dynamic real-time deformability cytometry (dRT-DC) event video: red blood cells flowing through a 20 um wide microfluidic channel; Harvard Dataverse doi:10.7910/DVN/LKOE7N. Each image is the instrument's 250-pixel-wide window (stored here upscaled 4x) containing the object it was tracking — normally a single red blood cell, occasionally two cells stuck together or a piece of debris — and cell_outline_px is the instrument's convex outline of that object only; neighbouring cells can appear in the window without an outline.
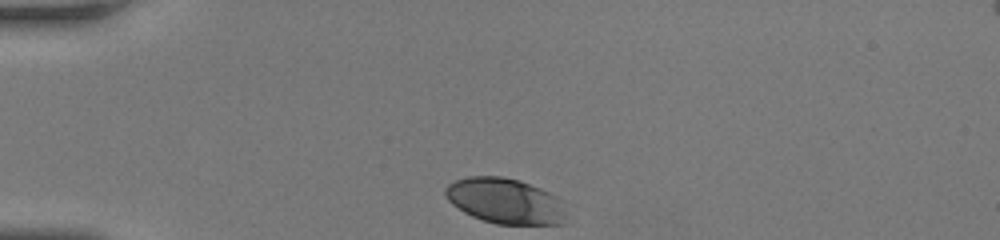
{"species": "human", "species_latin": "Homo sapiens", "temperature_condition": "room temperature", "stored_images_in_passage": 30, "camera_frame_rate_fps": 3000, "um_per_image_px": 0.085, "donor": {"sex": "female"}, "frame": {"image": 1, "passage_image": 1, "time_ms": 0.0, "image_size_px": [1000, 240], "cell_outline_px": [[564, 224], [496, 224], [472, 216], [464, 212], [452, 204], [448, 200], [444, 192], [444, 188], [448, 184], [456, 180], [468, 176], [500, 176], [520, 180], [540, 188], [556, 196], [560, 200]], "centroid_in_image_um": [42.88, 17.07], "position_along_channel_um": 42.1, "area_um2": 31.73}}
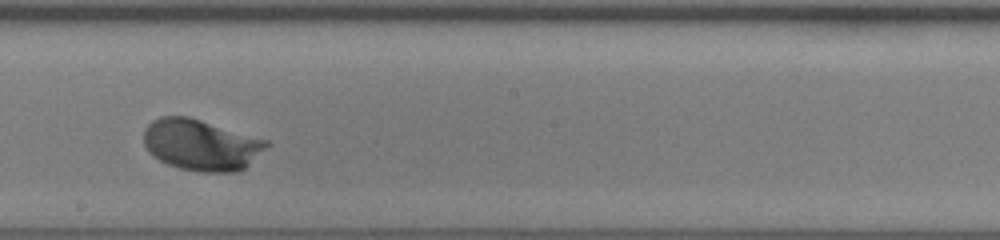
{"frame": {"image": 2, "passage_image": 18, "time_ms": 5.667, "image_size_px": [1000, 240], "cell_outline_px": [[272, 144], [244, 168], [236, 172], [204, 172], [180, 168], [168, 164], [160, 160], [144, 144], [144, 128], [152, 120], [160, 116], [188, 116], [268, 140]], "centroid_in_image_um": [17.12, 12.3], "position_along_channel_um": 231.1, "area_um2": 36.41}}
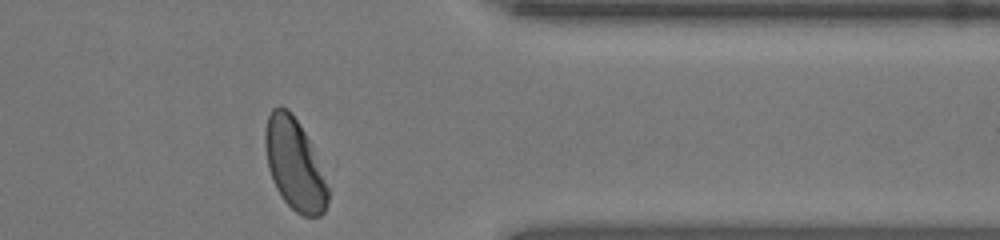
{"frame": {"image": 3, "passage_image": 30, "time_ms": 9.667, "image_size_px": [1000, 240], "cell_outline_px": [[328, 204], [324, 212], [320, 216], [304, 216], [296, 212], [284, 200], [276, 188], [272, 180], [268, 168], [264, 144], [264, 132], [268, 116], [272, 108], [280, 104], [288, 108], [304, 132], [308, 140], [328, 188]], "centroid_in_image_um": [24.99, 13.96], "position_along_channel_um": 386.4, "area_um2": 32.89}, "authors_computed_cell_mechanics": {"area_um2": 34.8823, "velocity_mm_per_s": 4.0967, "shape_relaxation_time_tau1_ms": 1.7522, "shape_relaxation_time_tau2_ms": null, "deformation_change_tau1": 0.1357, "deformation_change_tau2": null}}